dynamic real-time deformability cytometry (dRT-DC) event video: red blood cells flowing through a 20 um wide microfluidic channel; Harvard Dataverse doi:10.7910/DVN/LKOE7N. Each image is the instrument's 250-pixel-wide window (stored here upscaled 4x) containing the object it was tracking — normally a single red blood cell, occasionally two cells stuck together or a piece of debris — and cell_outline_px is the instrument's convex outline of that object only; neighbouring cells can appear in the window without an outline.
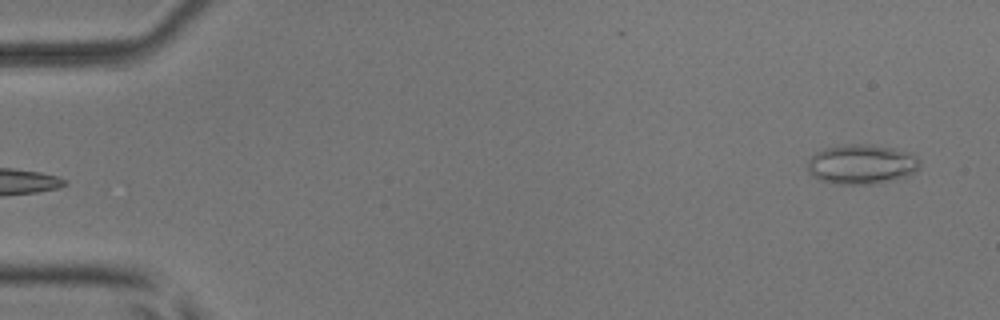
{"species": "common noctule bat (a hibernating species)", "species_latin": "Nyctalus noctula", "temperature_condition": "room temperature", "stored_images_in_passage": 6, "camera_frame_rate_fps": 3000, "um_per_image_px": 0.085, "animal": {"sex": "male", "body_mass_g": 17.9, "forearm_length_mm": 54.2}, "frame": {"image": 1, "passage_image": 6, "time_ms": 6.0, "image_size_px": [1000, 320], "cell_outline_px": [[920, 168], [904, 176], [892, 180], [872, 184], [840, 184], [820, 180], [812, 176], [808, 172], [808, 160], [816, 152], [824, 148], [848, 144], [872, 144], [912, 152], [920, 160]], "centroid_in_image_um": [73.24, 13.95], "position_along_channel_um": 11.8, "area_um2": 26.01}}